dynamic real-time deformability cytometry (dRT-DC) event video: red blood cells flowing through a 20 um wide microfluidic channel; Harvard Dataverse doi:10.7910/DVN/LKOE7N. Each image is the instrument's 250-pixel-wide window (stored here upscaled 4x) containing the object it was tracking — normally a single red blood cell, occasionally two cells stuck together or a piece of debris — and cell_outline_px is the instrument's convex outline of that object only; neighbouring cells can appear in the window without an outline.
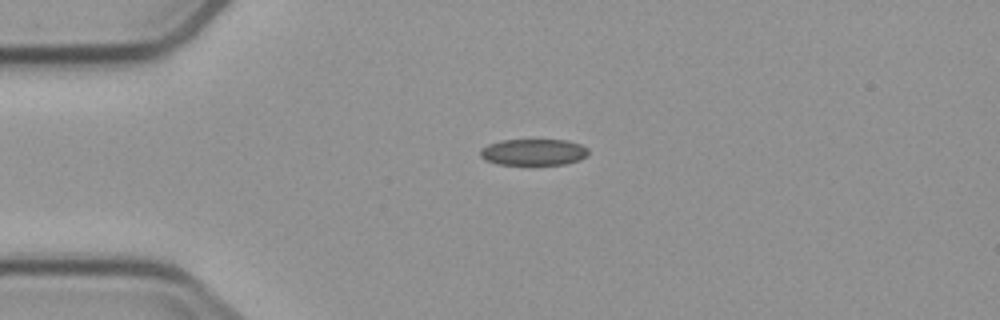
{"species": "common noctule bat (a hibernating species)", "species_latin": "Nyctalus noctula", "temperature_condition": "cold", "stored_images_in_passage": 2, "camera_frame_rate_fps": 3000, "um_per_image_px": 0.085, "animal": {"sex": "male", "body_mass_g": 23.1, "forearm_length_mm": 52.7}, "frame": {"image": 1, "passage_image": 1, "time_ms": 0.0, "image_size_px": [1000, 320], "cell_outline_px": [[588, 152], [580, 160], [564, 164], [496, 164], [484, 160], [480, 156], [480, 148], [488, 144], [504, 140], [568, 140], [580, 144], [588, 148]], "centroid_in_image_um": [45.32, 12.93], "position_along_channel_um": 39.7, "area_um2": 16.59}}